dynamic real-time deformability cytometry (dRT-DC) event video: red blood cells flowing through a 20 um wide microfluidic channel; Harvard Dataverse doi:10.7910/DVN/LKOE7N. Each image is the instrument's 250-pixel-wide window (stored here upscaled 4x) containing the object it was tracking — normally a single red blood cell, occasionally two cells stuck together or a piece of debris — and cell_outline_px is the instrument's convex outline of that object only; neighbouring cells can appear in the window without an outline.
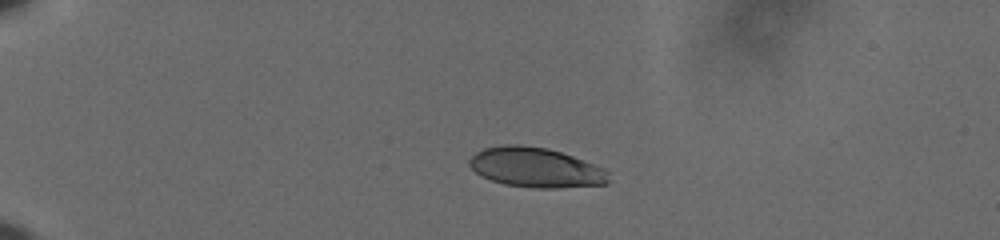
{"species": "human", "species_latin": "Homo sapiens", "temperature_condition": "cold", "stored_images_in_passage": 45, "camera_frame_rate_fps": 3000, "um_per_image_px": 0.085, "donor": {"sex": "male"}, "frame": {"image": 1, "passage_image": 1, "time_ms": 0.0, "image_size_px": [1000, 240], "cell_outline_px": [[608, 184], [556, 188], [532, 188], [504, 184], [492, 180], [476, 172], [468, 164], [468, 160], [476, 152], [484, 148], [504, 144], [520, 144], [548, 148], [572, 156], [604, 168], [608, 172]], "centroid_in_image_um": [45.53, 14.23], "position_along_channel_um": 39.5, "area_um2": 32.25}}
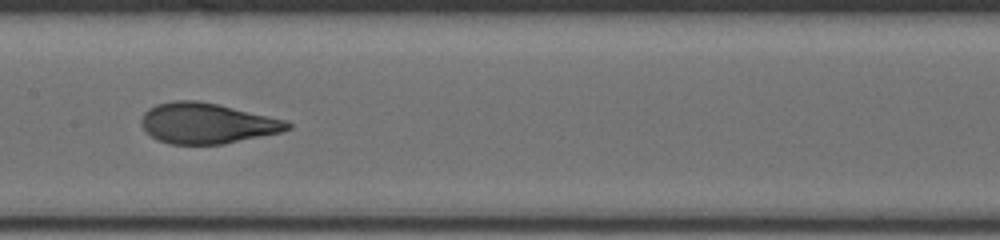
{"frame": {"image": 2, "passage_image": 19, "time_ms": 6.0, "image_size_px": [1000, 240], "cell_outline_px": [[292, 128], [280, 132], [224, 144], [168, 144], [152, 136], [140, 124], [140, 120], [144, 112], [148, 108], [156, 104], [172, 100], [196, 100], [216, 104], [288, 120], [292, 124]], "centroid_in_image_um": [17.59, 10.47], "position_along_channel_um": 189.8, "area_um2": 34.51}}
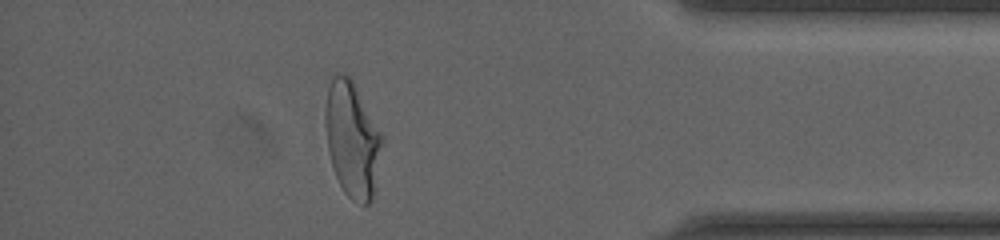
{"frame": {"image": 3, "passage_image": 39, "time_ms": 12.667, "image_size_px": [1000, 240], "cell_outline_px": [[384, 140], [372, 200], [368, 204], [360, 204], [352, 200], [344, 192], [332, 168], [328, 152], [324, 124], [324, 108], [328, 88], [332, 76], [336, 72], [348, 76], [352, 80], [384, 136]], "centroid_in_image_um": [29.93, 11.85], "position_along_channel_um": 405.3, "area_um2": 38.61}, "authors_computed_cell_mechanics": {"area_um2": 34.7378, "velocity_mm_per_s": 3.63, "shape_relaxation_time_tau1_ms": 4.4015, "shape_relaxation_time_tau2_ms": 0.685, "deformation_change_tau1": 0.1761, "deformation_change_tau2": 0.0595}}